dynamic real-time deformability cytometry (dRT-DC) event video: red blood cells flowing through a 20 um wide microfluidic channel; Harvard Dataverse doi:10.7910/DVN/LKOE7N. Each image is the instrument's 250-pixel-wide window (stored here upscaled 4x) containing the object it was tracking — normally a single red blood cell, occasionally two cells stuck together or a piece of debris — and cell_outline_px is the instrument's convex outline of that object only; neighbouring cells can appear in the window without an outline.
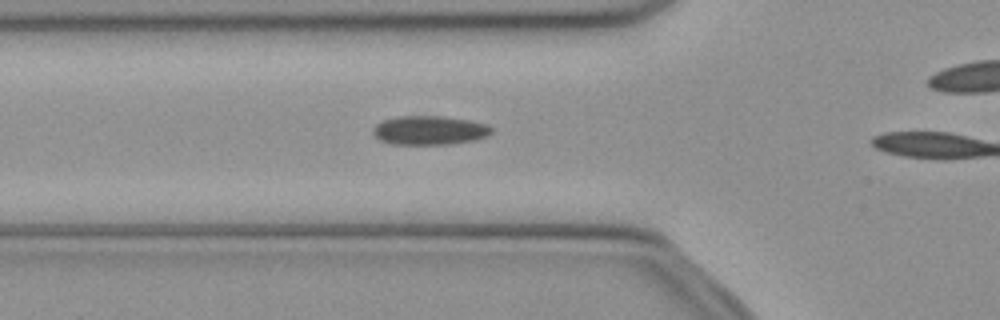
{"species": "common noctule bat (a hibernating species)", "species_latin": "Nyctalus noctula", "temperature_condition": "cold", "stored_images_in_passage": 12, "camera_frame_rate_fps": 3000, "um_per_image_px": 0.085, "animal": {"sex": "female", "body_mass_g": 21.9}, "frame": {"image": 1, "passage_image": 6, "time_ms": 1.667, "image_size_px": [1000, 320], "cell_outline_px": [[492, 132], [476, 140], [448, 144], [392, 144], [380, 140], [372, 132], [372, 128], [376, 124], [384, 120], [396, 116], [444, 116], [468, 120], [488, 124], [492, 128]], "centroid_in_image_um": [36.49, 11.07], "position_along_channel_um": 89.3, "area_um2": 20.0}}